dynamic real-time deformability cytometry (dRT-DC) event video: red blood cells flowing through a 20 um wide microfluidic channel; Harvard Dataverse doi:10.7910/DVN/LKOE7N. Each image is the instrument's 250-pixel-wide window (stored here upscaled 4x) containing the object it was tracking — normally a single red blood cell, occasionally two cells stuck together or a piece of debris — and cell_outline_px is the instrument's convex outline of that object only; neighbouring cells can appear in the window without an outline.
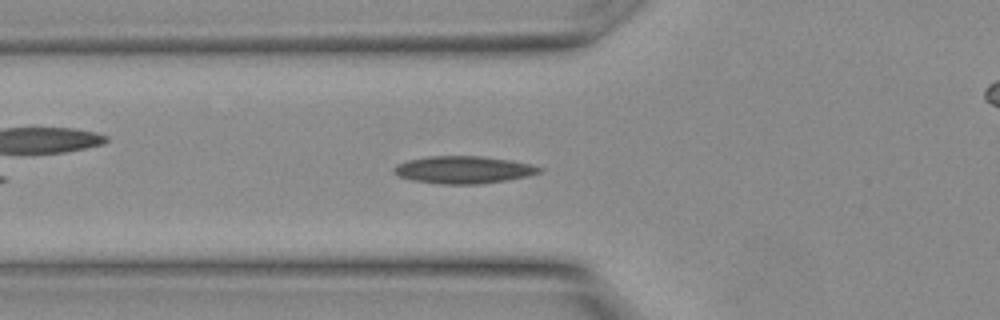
{"species": "Egyptian fruit bat (a non-hibernating species)", "species_latin": "Rousettus aegyptiacus", "temperature_condition": "warm", "stored_images_in_passage": 7, "camera_frame_rate_fps": 3000, "um_per_image_px": 0.085, "animal": {"sex": "female"}, "frame": {"image": 1, "passage_image": 3, "time_ms": 0.667, "image_size_px": [1000, 320], "cell_outline_px": [[544, 168], [540, 172], [528, 176], [508, 180], [480, 184], [440, 184], [412, 180], [400, 176], [392, 172], [392, 168], [396, 164], [408, 160], [428, 156], [480, 156], [512, 160], [532, 164]], "centroid_in_image_um": [39.4, 14.43], "position_along_channel_um": 86.4, "area_um2": 23.41}}
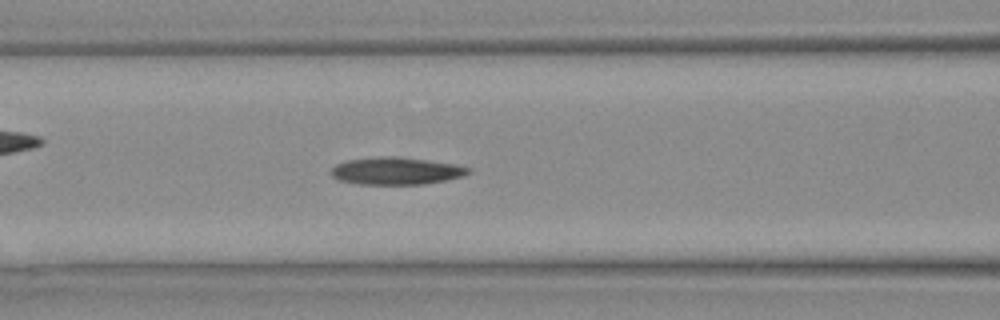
{"frame": {"image": 2, "passage_image": 5, "time_ms": 1.333, "image_size_px": [1000, 320], "cell_outline_px": [[472, 172], [464, 176], [424, 184], [360, 184], [340, 180], [332, 176], [332, 168], [336, 164], [348, 160], [380, 156], [392, 156], [424, 160], [452, 164], [472, 168]], "centroid_in_image_um": [33.69, 14.53], "position_along_channel_um": 132.9, "area_um2": 21.56}}